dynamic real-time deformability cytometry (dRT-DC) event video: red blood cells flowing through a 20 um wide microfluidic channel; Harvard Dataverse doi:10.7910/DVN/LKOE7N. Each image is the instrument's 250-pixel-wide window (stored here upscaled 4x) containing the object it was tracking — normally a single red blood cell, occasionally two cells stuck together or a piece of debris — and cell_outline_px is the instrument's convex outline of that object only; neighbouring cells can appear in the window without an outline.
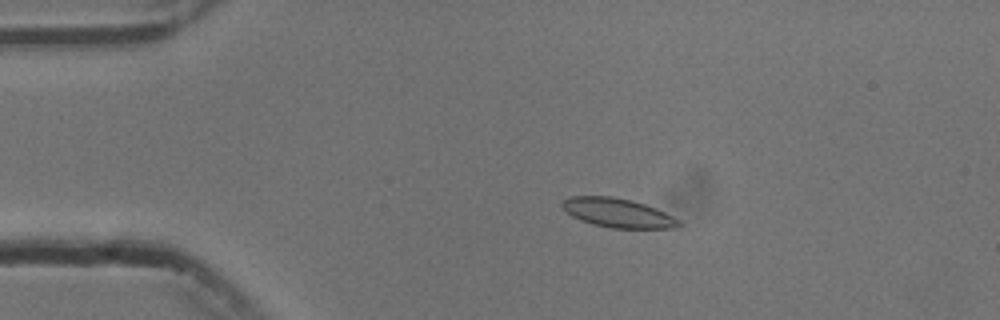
{"species": "common noctule bat (a hibernating species)", "species_latin": "Nyctalus noctula", "temperature_condition": "cold", "stored_images_in_passage": 55, "camera_frame_rate_fps": 3000, "um_per_image_px": 0.085, "animal": {"sex": "male", "body_mass_g": 13.3}, "frame": {"image": 1, "passage_image": 11, "time_ms": 3.333, "image_size_px": [1000, 320], "cell_outline_px": [[684, 224], [680, 228], [612, 228], [592, 224], [580, 220], [572, 216], [560, 204], [568, 196], [612, 196], [632, 200], [656, 208], [680, 220]], "centroid_in_image_um": [52.55, 18.1], "position_along_channel_um": 32.5, "area_um2": 19.88}}
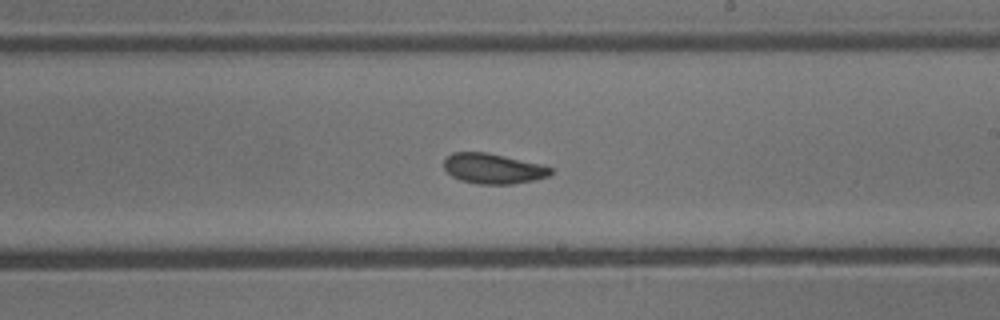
{"frame": {"image": 2, "passage_image": 32, "time_ms": 10.333, "image_size_px": [1000, 320], "cell_outline_px": [[552, 172], [548, 176], [536, 180], [512, 184], [476, 184], [460, 180], [452, 176], [444, 168], [444, 160], [452, 152], [488, 152], [540, 164], [552, 168]], "centroid_in_image_um": [41.91, 14.33], "position_along_channel_um": 247.1, "area_um2": 18.84}}
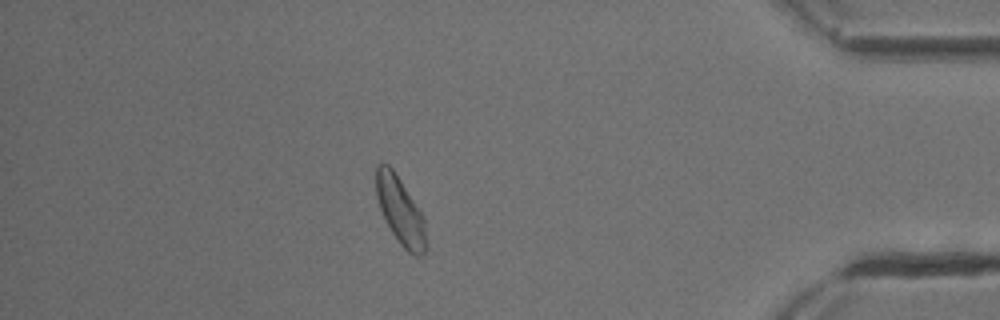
{"frame": {"image": 3, "passage_image": 48, "time_ms": 15.667, "image_size_px": [1000, 320], "cell_outline_px": [[424, 252], [420, 256], [416, 256], [408, 252], [400, 244], [392, 232], [380, 208], [376, 196], [376, 164], [388, 164], [392, 168], [424, 216]], "centroid_in_image_um": [34.0, 17.88], "position_along_channel_um": 401.2, "area_um2": 19.02}, "authors_computed_cell_mechanics": {"area_um2": 19.1896, "velocity_mm_per_s": 3.7161, "shape_relaxation_time_tau1_ms": null, "shape_relaxation_time_tau2_ms": 5.929, "deformation_change_tau1": null, "deformation_change_tau2": 0.1109}}